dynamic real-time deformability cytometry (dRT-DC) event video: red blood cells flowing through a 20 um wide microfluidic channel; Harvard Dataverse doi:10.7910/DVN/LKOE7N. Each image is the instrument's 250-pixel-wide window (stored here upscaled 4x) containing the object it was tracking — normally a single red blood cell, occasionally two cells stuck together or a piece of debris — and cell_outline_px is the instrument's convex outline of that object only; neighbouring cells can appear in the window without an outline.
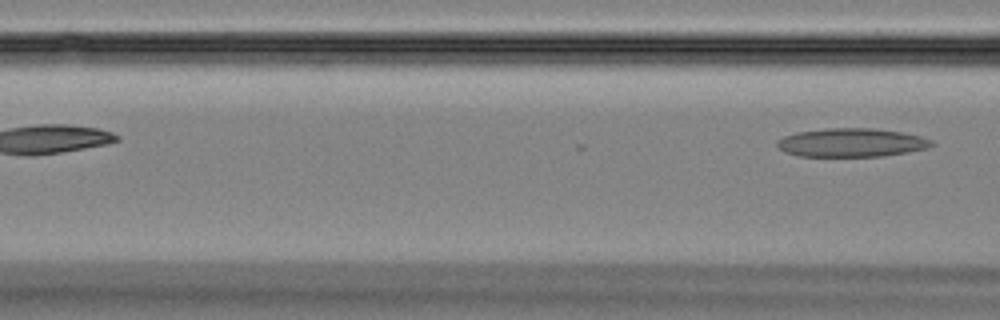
{"species": "Egyptian fruit bat (a non-hibernating species)", "species_latin": "Rousettus aegyptiacus", "temperature_condition": "room temperature", "stored_images_in_passage": 5, "camera_frame_rate_fps": 3000, "um_per_image_px": 0.085, "animal": {"sex": "female"}, "frame": {"image": 1, "passage_image": 5, "time_ms": 4.667, "image_size_px": [1000, 320], "cell_outline_px": [[936, 144], [928, 148], [908, 152], [880, 156], [800, 156], [784, 152], [776, 144], [784, 136], [796, 132], [824, 128], [872, 128], [904, 132], [920, 136], [932, 140]], "centroid_in_image_um": [72.41, 12.11], "position_along_channel_um": 94.2, "area_um2": 25.78}}